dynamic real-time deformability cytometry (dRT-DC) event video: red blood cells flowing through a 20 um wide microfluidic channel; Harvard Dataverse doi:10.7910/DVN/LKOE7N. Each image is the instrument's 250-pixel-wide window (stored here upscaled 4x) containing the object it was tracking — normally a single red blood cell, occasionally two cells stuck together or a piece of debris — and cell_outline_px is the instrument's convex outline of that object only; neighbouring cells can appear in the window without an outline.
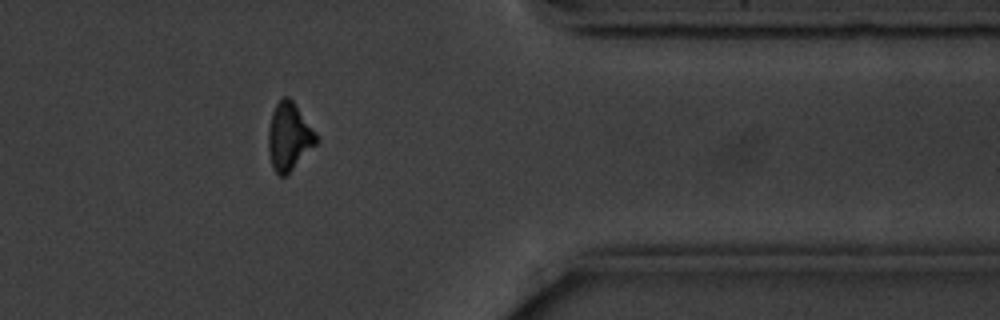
{"species": "common noctule bat (a hibernating species)", "species_latin": "Nyctalus noctula", "temperature_condition": "cold", "stored_images_in_passage": 14, "camera_frame_rate_fps": 3000, "um_per_image_px": 0.085, "animal": {"sex": "male", "body_mass_g": 20.1, "forearm_length_mm": 53.5}, "frame": {"image": 1, "passage_image": 12, "time_ms": 13.667, "image_size_px": [1000, 320], "cell_outline_px": [[316, 144], [284, 176], [280, 176], [272, 168], [268, 152], [268, 128], [272, 112], [276, 104], [284, 96], [288, 96], [292, 100], [316, 132]], "centroid_in_image_um": [24.53, 11.59], "position_along_channel_um": 386.9, "area_um2": 18.55}}
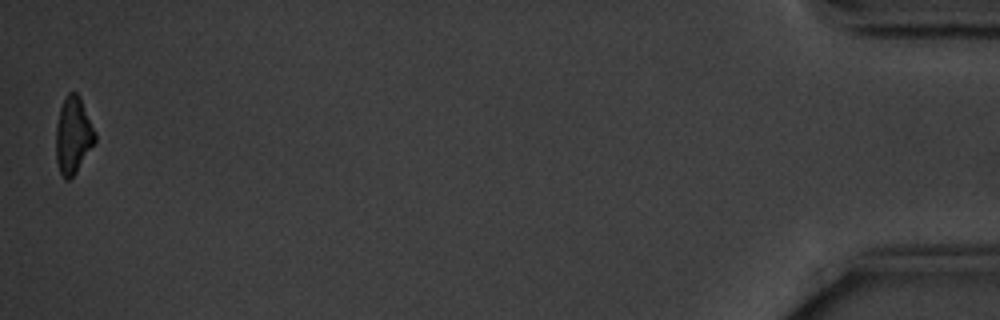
{"frame": {"image": 2, "passage_image": 14, "time_ms": 17.0, "image_size_px": [1000, 320], "cell_outline_px": [[96, 140], [76, 172], [68, 180], [64, 180], [60, 172], [56, 160], [56, 124], [60, 108], [68, 92], [76, 92], [80, 96], [96, 132]], "centroid_in_image_um": [6.22, 11.49], "position_along_channel_um": 429.0, "area_um2": 17.46}, "authors_computed_cell_mechanics": {"area_um2": 19.7676, "velocity_mm_per_s": 3.5609, "shape_relaxation_time_tau1_ms": 1.8123, "shape_relaxation_time_tau2_ms": null, "deformation_change_tau1": 0.0871, "deformation_change_tau2": null}}